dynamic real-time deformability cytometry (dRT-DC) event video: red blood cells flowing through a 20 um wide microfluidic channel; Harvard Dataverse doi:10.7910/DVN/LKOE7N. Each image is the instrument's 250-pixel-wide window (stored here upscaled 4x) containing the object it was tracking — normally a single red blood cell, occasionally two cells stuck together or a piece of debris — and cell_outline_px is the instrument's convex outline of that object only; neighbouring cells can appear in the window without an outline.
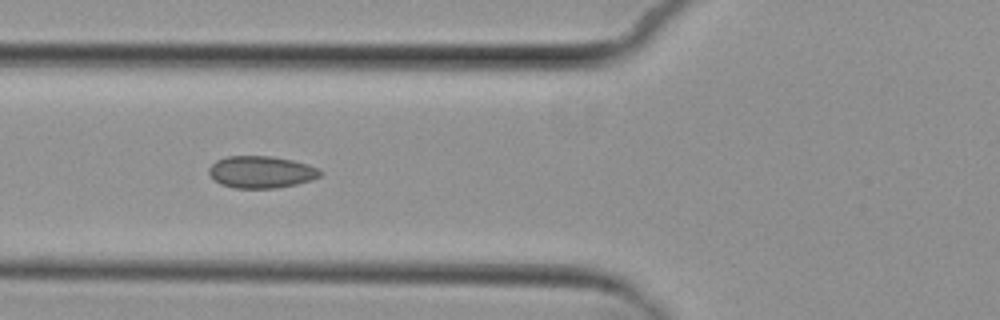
{"species": "common noctule bat (a hibernating species)", "species_latin": "Nyctalus noctula", "temperature_condition": "cold", "stored_images_in_passage": 7, "camera_frame_rate_fps": 3000, "um_per_image_px": 0.085, "animal": {"sex": "female", "body_mass_g": 29.2, "forearm_length_mm": 56.3}, "frame": {"image": 1, "passage_image": 5, "time_ms": 4.667, "image_size_px": [1000, 320], "cell_outline_px": [[324, 172], [320, 176], [312, 180], [296, 184], [276, 188], [236, 188], [220, 184], [208, 172], [208, 168], [216, 160], [228, 156], [272, 156], [292, 160], [308, 164], [320, 168]], "centroid_in_image_um": [22.24, 14.61], "position_along_channel_um": 103.6, "area_um2": 20.87}}
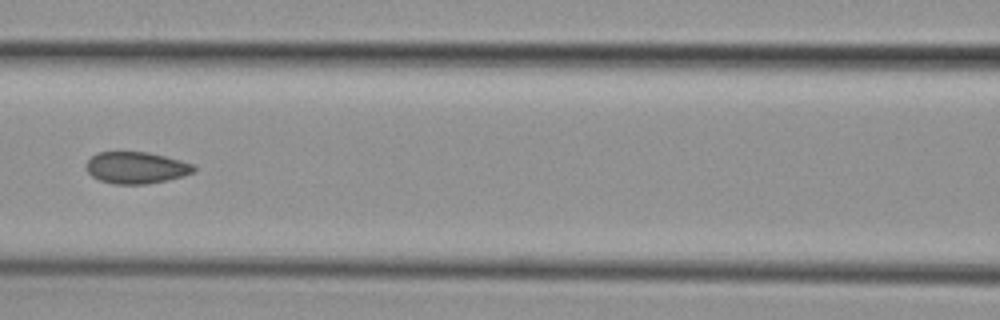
{"frame": {"image": 2, "passage_image": 6, "time_ms": 6.0, "image_size_px": [1000, 320], "cell_outline_px": [[196, 172], [184, 176], [168, 180], [144, 184], [112, 184], [100, 180], [92, 176], [84, 168], [84, 164], [96, 152], [148, 152], [180, 160], [192, 164], [196, 168]], "centroid_in_image_um": [11.56, 14.26], "position_along_channel_um": 155.0, "area_um2": 20.06}}
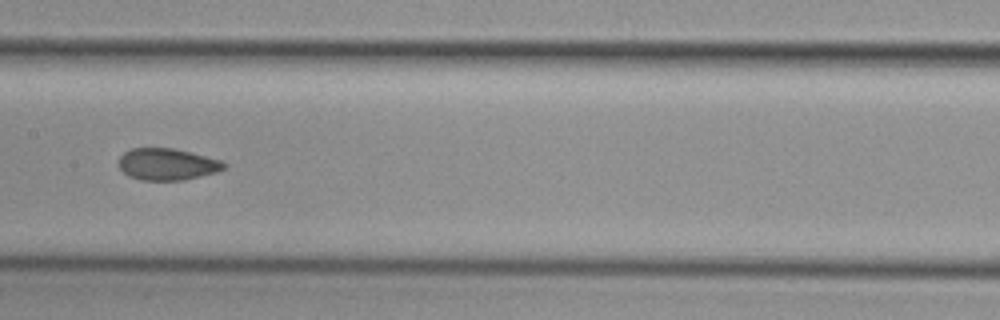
{"frame": {"image": 3, "passage_image": 7, "time_ms": 7.0, "image_size_px": [1000, 320], "cell_outline_px": [[228, 164], [224, 168], [216, 172], [184, 180], [140, 180], [128, 176], [120, 168], [120, 156], [124, 152], [132, 148], [172, 148], [192, 152], [220, 160]], "centroid_in_image_um": [14.22, 13.96], "position_along_channel_um": 193.2, "area_um2": 19.42}}